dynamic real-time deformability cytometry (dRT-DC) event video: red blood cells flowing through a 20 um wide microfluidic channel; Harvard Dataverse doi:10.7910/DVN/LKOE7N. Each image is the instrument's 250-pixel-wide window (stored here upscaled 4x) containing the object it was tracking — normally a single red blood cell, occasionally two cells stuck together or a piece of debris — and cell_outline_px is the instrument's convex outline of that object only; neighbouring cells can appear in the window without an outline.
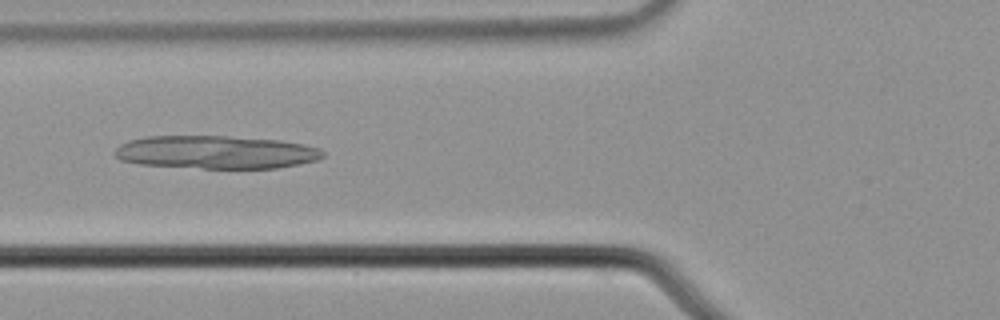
{"species": "common noctule bat (a hibernating species)", "species_latin": "Nyctalus noctula", "temperature_condition": "cold", "stored_images_in_passage": 8, "camera_frame_rate_fps": 3000, "um_per_image_px": 0.085, "animal": {"sex": "male", "body_mass_g": 21.5, "forearm_length_mm": 52.0}, "frame": {"image": 1, "passage_image": 6, "time_ms": 1.667, "image_size_px": [1000, 320], "cell_outline_px": [[324, 156], [316, 160], [300, 164], [276, 168], [204, 168], [140, 164], [120, 160], [116, 156], [116, 148], [120, 144], [128, 140], [144, 136], [228, 136], [280, 140], [304, 144], [320, 148], [324, 152]], "centroid_in_image_um": [18.37, 12.93], "position_along_channel_um": 107.4, "area_um2": 40.17}}
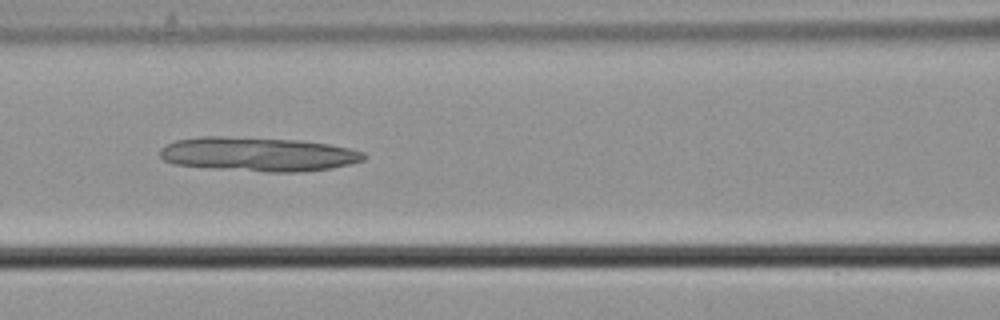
{"frame": {"image": 2, "passage_image": 7, "time_ms": 2.0, "image_size_px": [1000, 320], "cell_outline_px": [[368, 156], [364, 160], [332, 168], [300, 172], [268, 172], [216, 168], [176, 164], [164, 160], [160, 156], [160, 148], [176, 140], [200, 136], [224, 136], [300, 140], [328, 144], [348, 148], [364, 152]], "centroid_in_image_um": [21.96, 13.1], "position_along_channel_um": 144.6, "area_um2": 40.46}}
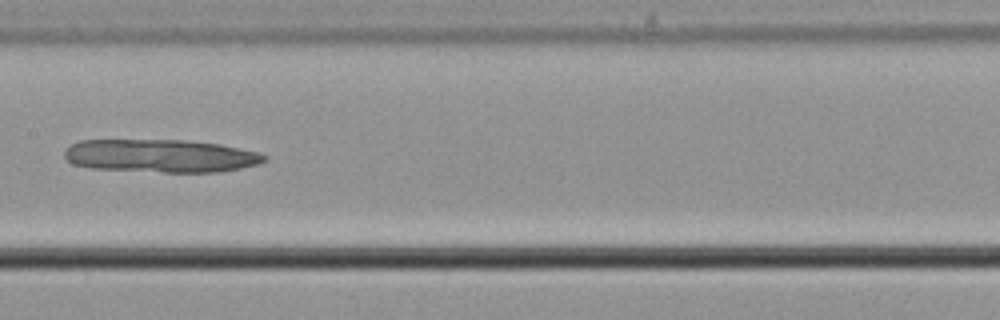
{"frame": {"image": 3, "passage_image": 8, "time_ms": 2.333, "image_size_px": [1000, 320], "cell_outline_px": [[268, 160], [260, 164], [220, 172], [164, 172], [88, 168], [72, 164], [64, 156], [64, 152], [72, 144], [80, 140], [188, 140], [220, 144], [256, 152], [268, 156]], "centroid_in_image_um": [13.67, 13.25], "position_along_channel_um": 193.7, "area_um2": 38.61}}